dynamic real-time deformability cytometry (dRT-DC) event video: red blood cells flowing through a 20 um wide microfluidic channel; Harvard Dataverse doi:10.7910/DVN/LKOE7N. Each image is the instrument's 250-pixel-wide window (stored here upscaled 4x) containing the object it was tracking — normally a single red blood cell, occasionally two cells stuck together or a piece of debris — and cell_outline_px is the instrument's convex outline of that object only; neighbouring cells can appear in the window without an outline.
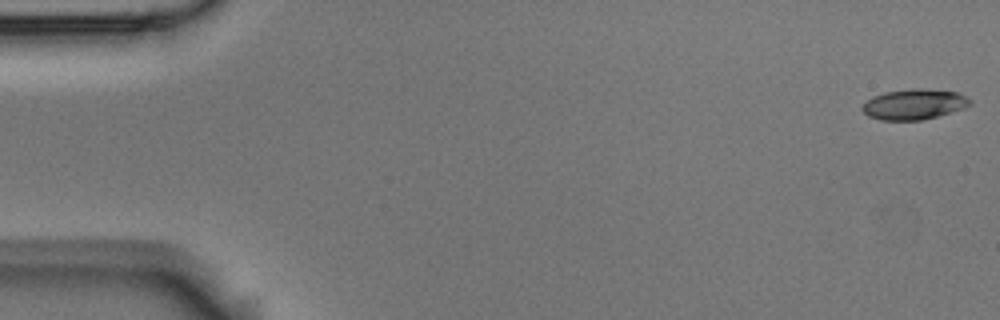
{"species": "Egyptian fruit bat (a non-hibernating species)", "species_latin": "Rousettus aegyptiacus", "temperature_condition": "room temperature", "stored_images_in_passage": 54, "camera_frame_rate_fps": 3000, "um_per_image_px": 0.085, "animal": {"sex": "male"}, "frame": {"image": 1, "passage_image": 1, "time_ms": 0.0, "image_size_px": [1000, 320], "cell_outline_px": [[972, 104], [964, 108], [936, 116], [920, 120], [880, 120], [868, 116], [860, 108], [872, 96], [884, 92], [912, 88], [920, 88], [956, 92], [972, 100]], "centroid_in_image_um": [77.67, 8.86], "position_along_channel_um": 7.3, "area_um2": 19.02}}
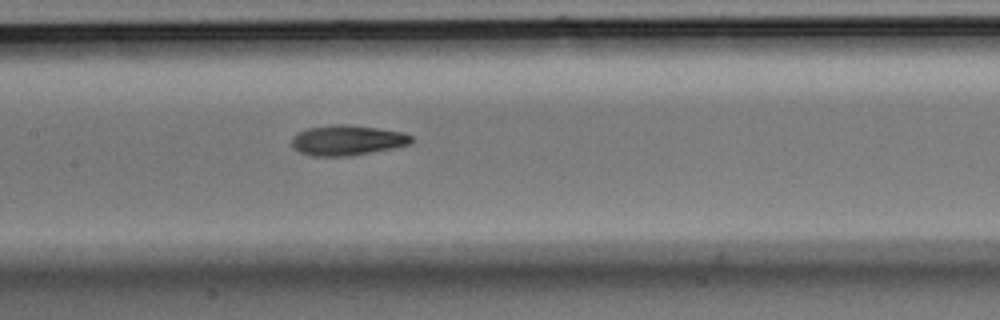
{"frame": {"image": 2, "passage_image": 26, "time_ms": 8.333, "image_size_px": [1000, 320], "cell_outline_px": [[412, 144], [396, 148], [348, 156], [312, 156], [300, 152], [292, 144], [292, 136], [296, 132], [308, 128], [332, 124], [348, 124], [404, 132], [412, 136]], "centroid_in_image_um": [29.54, 11.92], "position_along_channel_um": 177.9, "area_um2": 21.21}}
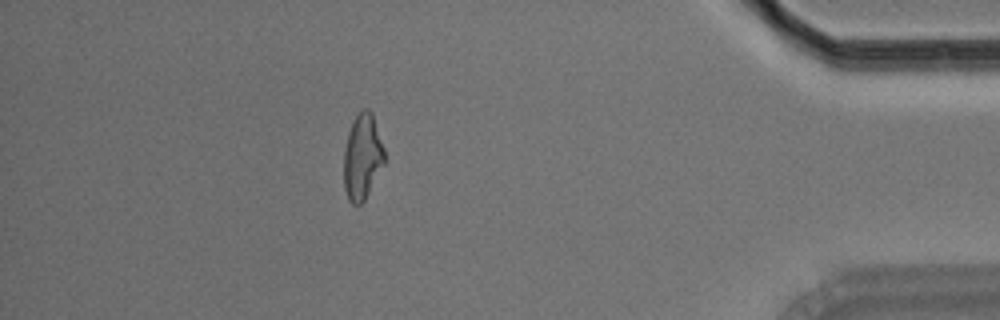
{"frame": {"image": 3, "passage_image": 48, "time_ms": 15.667, "image_size_px": [1000, 320], "cell_outline_px": [[384, 164], [364, 200], [360, 204], [352, 204], [348, 200], [344, 188], [344, 148], [348, 132], [356, 116], [364, 108], [368, 108], [372, 112], [384, 148]], "centroid_in_image_um": [30.79, 13.33], "position_along_channel_um": 404.4, "area_um2": 20.11}, "authors_computed_cell_mechanics": {"area_um2": 20.2589, "velocity_mm_per_s": 3.7094, "shape_relaxation_time_tau1_ms": 5.3506, "shape_relaxation_time_tau2_ms": 3.8928, "deformation_change_tau1": 0.1566, "deformation_change_tau2": 0.125}}